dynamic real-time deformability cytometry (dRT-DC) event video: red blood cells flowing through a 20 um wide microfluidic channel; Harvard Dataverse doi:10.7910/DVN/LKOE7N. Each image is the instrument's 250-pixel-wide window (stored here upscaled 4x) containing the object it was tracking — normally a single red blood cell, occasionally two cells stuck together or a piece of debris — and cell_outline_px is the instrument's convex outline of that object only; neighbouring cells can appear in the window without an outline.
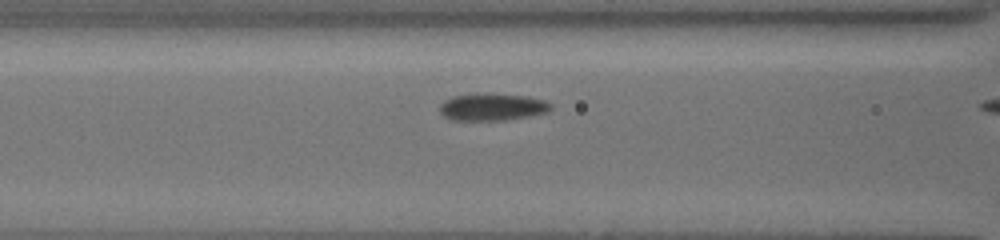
{"species": "common noctule bat (a hibernating species)", "species_latin": "Nyctalus noctula", "temperature_condition": "cold", "stored_images_in_passage": 14, "camera_frame_rate_fps": 3000, "um_per_image_px": 0.085, "animal": {"sex": "female", "body_mass_g": 19.5, "forearm_length_mm": 54.1}, "frame": {"image": 1, "passage_image": 7, "time_ms": 2.333, "image_size_px": [1000, 240], "cell_outline_px": [[552, 108], [548, 112], [508, 120], [452, 120], [444, 116], [440, 112], [440, 104], [444, 100], [452, 96], [476, 92], [484, 92], [528, 96], [544, 100], [552, 104]], "centroid_in_image_um": [41.83, 9.07], "position_along_channel_um": 124.8, "area_um2": 18.03}}
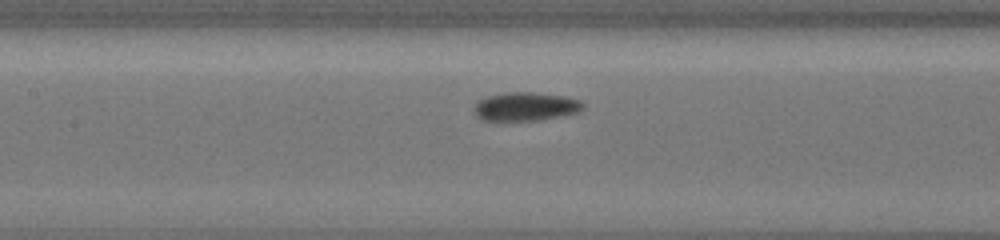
{"frame": {"image": 2, "passage_image": 10, "time_ms": 3.333, "image_size_px": [1000, 240], "cell_outline_px": [[584, 108], [576, 112], [536, 120], [484, 120], [476, 116], [472, 108], [476, 100], [488, 96], [504, 92], [532, 92], [564, 96], [580, 100], [584, 104]], "centroid_in_image_um": [44.6, 9.04], "position_along_channel_um": 162.8, "area_um2": 18.03}}